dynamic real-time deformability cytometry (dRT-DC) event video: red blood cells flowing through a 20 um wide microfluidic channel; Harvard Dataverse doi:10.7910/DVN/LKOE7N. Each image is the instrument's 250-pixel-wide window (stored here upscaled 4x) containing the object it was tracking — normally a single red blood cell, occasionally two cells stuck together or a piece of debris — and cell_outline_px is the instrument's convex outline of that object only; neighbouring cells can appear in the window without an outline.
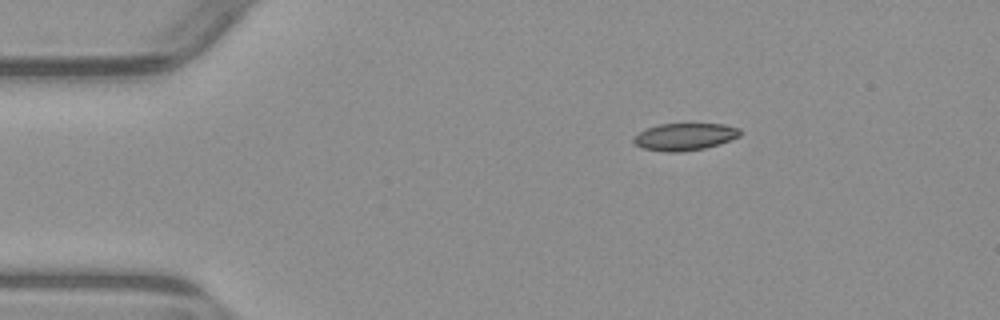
{"species": "common noctule bat (a hibernating species)", "species_latin": "Nyctalus noctula", "temperature_condition": "warm", "stored_images_in_passage": 45, "camera_frame_rate_fps": 3000, "um_per_image_px": 0.085, "animal": {"sex": "male", "body_mass_g": 23.1, "forearm_length_mm": 52.7}, "frame": {"image": 1, "passage_image": 1, "time_ms": 0.0, "image_size_px": [1000, 320], "cell_outline_px": [[740, 136], [720, 144], [704, 148], [680, 152], [668, 152], [644, 148], [636, 144], [632, 140], [632, 136], [648, 128], [660, 124], [724, 124], [740, 128]], "centroid_in_image_um": [58.21, 11.62], "position_along_channel_um": 26.8, "area_um2": 16.76}}
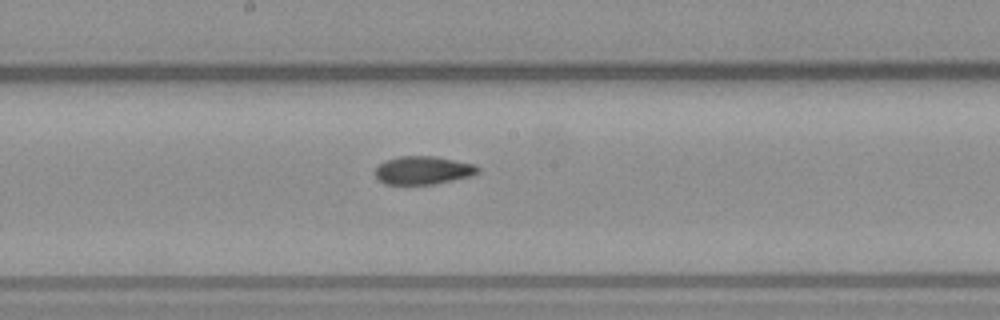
{"frame": {"image": 2, "passage_image": 20, "time_ms": 6.333, "image_size_px": [1000, 320], "cell_outline_px": [[480, 172], [472, 176], [432, 184], [384, 184], [376, 176], [376, 168], [384, 160], [400, 156], [436, 156], [476, 164], [480, 168]], "centroid_in_image_um": [36.0, 14.46], "position_along_channel_um": 212.2, "area_um2": 16.94}}
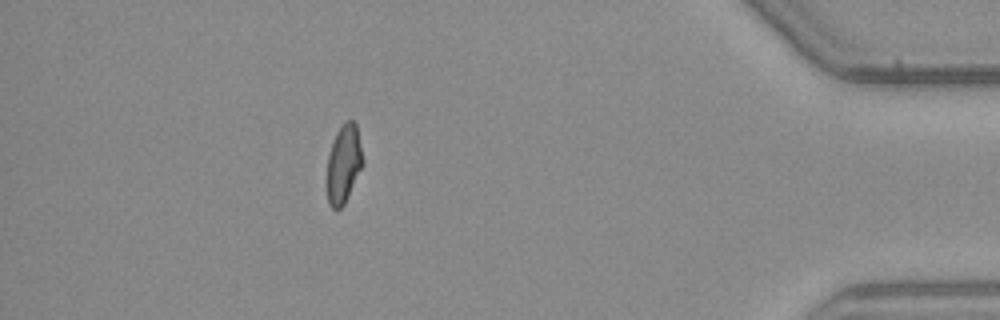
{"frame": {"image": 3, "passage_image": 39, "time_ms": 12.667, "image_size_px": [1000, 320], "cell_outline_px": [[364, 164], [344, 204], [340, 208], [332, 208], [328, 204], [324, 184], [324, 180], [328, 156], [336, 132], [344, 120], [352, 120], [356, 124], [364, 160]], "centroid_in_image_um": [29.17, 13.96], "position_along_channel_um": 406.0, "area_um2": 16.99}, "authors_computed_cell_mechanics": {"area_um2": 17.1088, "velocity_mm_per_s": 3.9088, "shape_relaxation_time_tau1_ms": 5.8946, "shape_relaxation_time_tau2_ms": 3.5745, "deformation_change_tau1": 0.1689, "deformation_change_tau2": 0.0993}}